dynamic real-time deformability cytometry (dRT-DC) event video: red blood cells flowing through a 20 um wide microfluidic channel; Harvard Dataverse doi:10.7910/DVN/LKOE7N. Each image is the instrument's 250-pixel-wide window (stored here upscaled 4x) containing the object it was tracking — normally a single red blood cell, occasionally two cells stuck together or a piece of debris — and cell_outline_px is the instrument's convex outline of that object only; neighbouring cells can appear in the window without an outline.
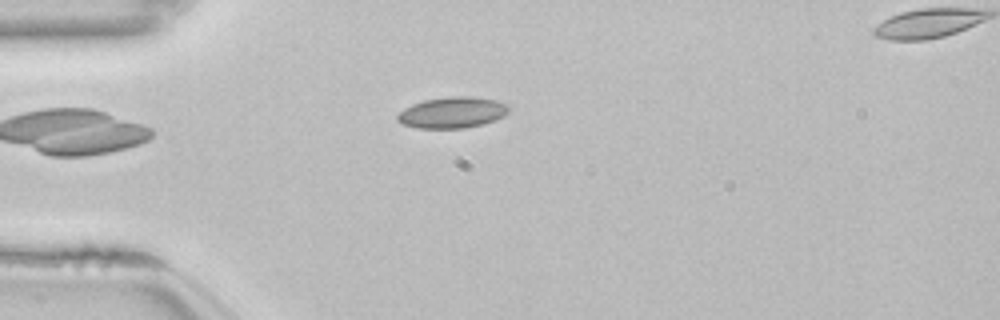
{"species": "common noctule bat (a hibernating species)", "species_latin": "Nyctalus noctula", "temperature_condition": "room temperature", "stored_images_in_passage": 33, "camera_frame_rate_fps": 3000, "um_per_image_px": 0.085, "animal": {"sex": "female", "body_mass_g": 22.7, "forearm_length_mm": 54.2}, "frame": {"image": 1, "passage_image": 1, "time_ms": 0.0, "image_size_px": [1000, 320], "cell_outline_px": [[508, 112], [504, 116], [496, 120], [484, 124], [464, 128], [416, 128], [400, 124], [396, 120], [396, 116], [404, 108], [412, 104], [424, 100], [448, 96], [472, 96], [496, 100], [508, 104]], "centroid_in_image_um": [38.43, 9.56], "position_along_channel_um": 46.6, "area_um2": 20.46}}
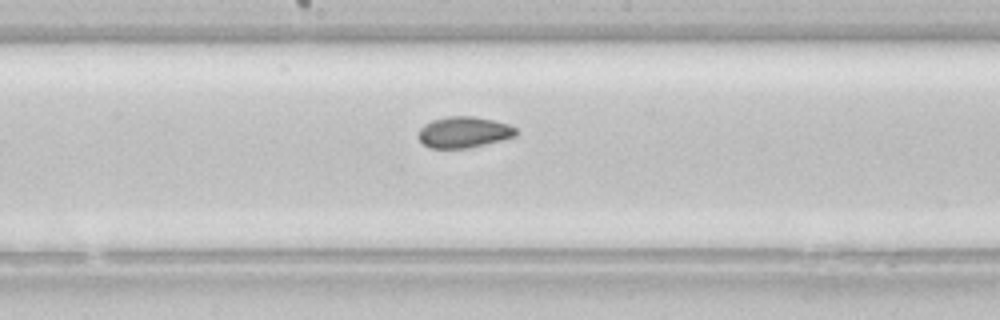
{"frame": {"image": 2, "passage_image": 15, "time_ms": 4.667, "image_size_px": [1000, 320], "cell_outline_px": [[516, 136], [468, 148], [428, 148], [416, 136], [420, 128], [424, 124], [432, 120], [448, 116], [472, 116], [492, 120], [508, 124], [516, 128]], "centroid_in_image_um": [39.38, 11.23], "position_along_channel_um": 208.8, "area_um2": 17.63}, "authors_computed_cell_mechanics": {"area_um2": 18.207, "velocity_mm_per_s": 3.846, "shape_relaxation_time_tau1_ms": 5.5656, "shape_relaxation_time_tau2_ms": 2.5437, "deformation_change_tau1": 0.0861, "deformation_change_tau2": 0.0534}}